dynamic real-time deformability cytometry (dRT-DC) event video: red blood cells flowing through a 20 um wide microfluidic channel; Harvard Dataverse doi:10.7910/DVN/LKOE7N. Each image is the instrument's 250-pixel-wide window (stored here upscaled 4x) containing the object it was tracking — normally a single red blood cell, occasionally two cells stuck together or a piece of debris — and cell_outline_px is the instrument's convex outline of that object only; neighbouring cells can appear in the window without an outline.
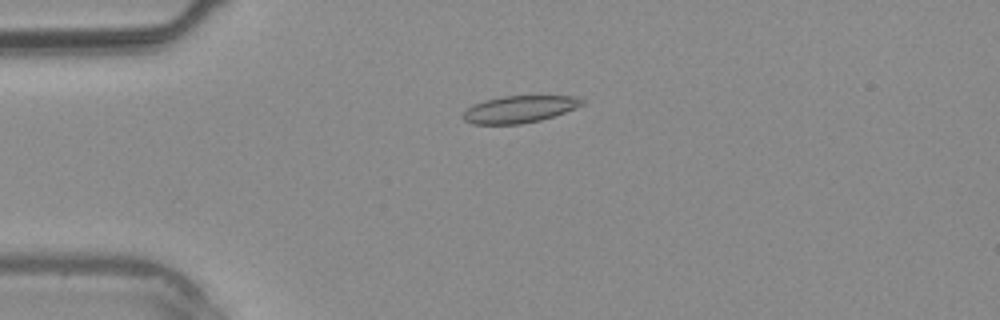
{"species": "common noctule bat (a hibernating species)", "species_latin": "Nyctalus noctula", "temperature_condition": "warm", "stored_images_in_passage": 3, "camera_frame_rate_fps": 3000, "um_per_image_px": 0.085, "animal": {"sex": "male", "body_mass_g": 20.4}, "frame": {"image": 1, "passage_image": 3, "time_ms": 2.333, "image_size_px": [1000, 320], "cell_outline_px": [[584, 104], [576, 108], [540, 120], [520, 124], [472, 124], [464, 120], [464, 112], [472, 104], [484, 100], [504, 96], [580, 96], [584, 100]], "centroid_in_image_um": [44.16, 9.27], "position_along_channel_um": 40.8, "area_um2": 18.67}}